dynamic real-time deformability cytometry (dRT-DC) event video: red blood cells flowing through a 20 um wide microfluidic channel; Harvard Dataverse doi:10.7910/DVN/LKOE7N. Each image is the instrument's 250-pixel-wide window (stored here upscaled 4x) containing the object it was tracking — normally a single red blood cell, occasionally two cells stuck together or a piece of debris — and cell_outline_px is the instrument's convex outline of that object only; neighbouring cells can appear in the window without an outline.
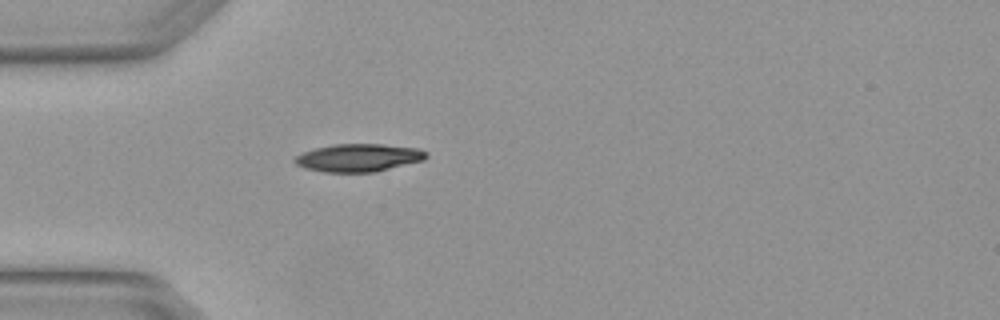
{"species": "Egyptian fruit bat (a non-hibernating species)", "species_latin": "Rousettus aegyptiacus", "temperature_condition": "warm", "stored_images_in_passage": 1, "camera_frame_rate_fps": 3000, "um_per_image_px": 0.085, "animal": {"sex": "female"}, "frame": {"image": 1, "passage_image": 1, "time_ms": 0.0, "image_size_px": [1000, 320], "cell_outline_px": [[428, 156], [424, 160], [376, 172], [324, 172], [304, 168], [296, 164], [292, 160], [296, 156], [304, 152], [316, 148], [332, 144], [380, 144], [420, 148], [428, 152]], "centroid_in_image_um": [30.5, 13.41], "position_along_channel_um": 54.5, "area_um2": 21.44}}